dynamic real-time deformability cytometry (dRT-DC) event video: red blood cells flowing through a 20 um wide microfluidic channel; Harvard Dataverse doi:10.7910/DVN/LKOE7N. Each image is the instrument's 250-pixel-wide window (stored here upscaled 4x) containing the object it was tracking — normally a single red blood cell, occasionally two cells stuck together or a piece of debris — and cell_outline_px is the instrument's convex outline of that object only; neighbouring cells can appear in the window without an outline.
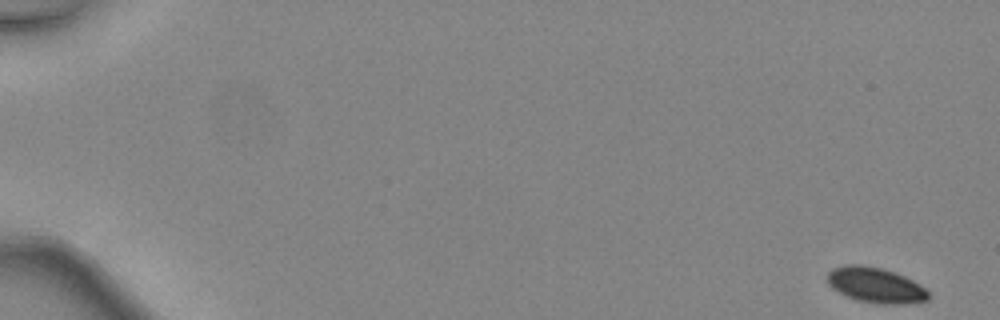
{"species": "common noctule bat (a hibernating species)", "species_latin": "Nyctalus noctula", "temperature_condition": "warm", "stored_images_in_passage": 16, "camera_frame_rate_fps": 3000, "um_per_image_px": 0.085, "animal": {"sex": "female", "body_mass_g": 24.6, "forearm_length_mm": 56.2}, "frame": {"image": 1, "passage_image": 1, "time_ms": 0.0, "image_size_px": [1000, 320], "cell_outline_px": [[928, 300], [904, 304], [880, 304], [856, 300], [832, 288], [828, 284], [828, 272], [832, 268], [844, 264], [860, 264], [880, 268], [896, 272], [920, 284], [928, 292]], "centroid_in_image_um": [74.41, 24.23], "position_along_channel_um": 10.6, "area_um2": 20.81}}
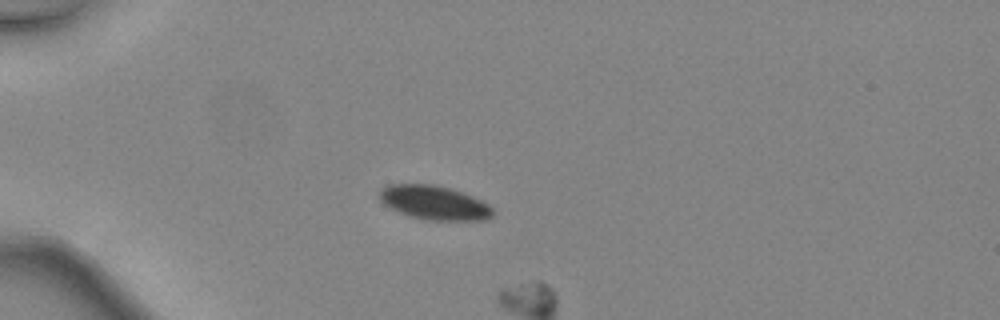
{"frame": {"image": 2, "passage_image": 14, "time_ms": 4.333, "image_size_px": [1000, 320], "cell_outline_px": [[492, 216], [484, 220], [428, 220], [408, 216], [384, 204], [380, 200], [380, 192], [388, 184], [432, 184], [448, 188], [472, 196], [488, 204], [492, 208]], "centroid_in_image_um": [36.9, 17.23], "position_along_channel_um": 48.1, "area_um2": 22.14}}